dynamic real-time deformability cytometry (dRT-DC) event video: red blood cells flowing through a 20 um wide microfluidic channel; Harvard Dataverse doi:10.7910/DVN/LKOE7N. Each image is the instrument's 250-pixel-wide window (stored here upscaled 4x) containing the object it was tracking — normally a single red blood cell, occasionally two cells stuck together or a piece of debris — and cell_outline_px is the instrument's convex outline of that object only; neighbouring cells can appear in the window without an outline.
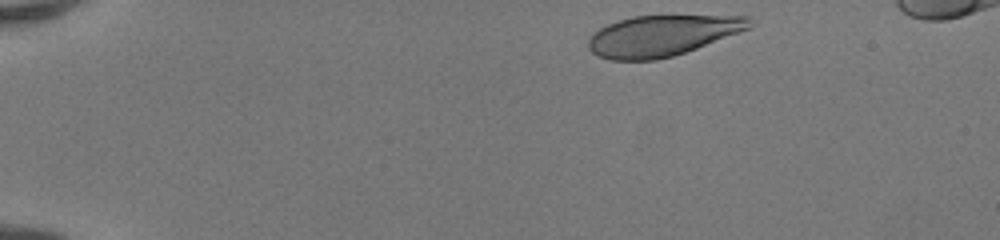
{"species": "human", "species_latin": "Homo sapiens", "temperature_condition": "room temperature", "stored_images_in_passage": 42, "camera_frame_rate_fps": 3000, "um_per_image_px": 0.085, "donor": {"sex": "female"}, "frame": {"image": 1, "passage_image": 1, "time_ms": 0.0, "image_size_px": [1000, 240], "cell_outline_px": [[756, 24], [752, 28], [696, 48], [672, 56], [656, 60], [612, 60], [596, 56], [588, 48], [588, 36], [592, 32], [608, 24], [632, 16], [748, 16]], "centroid_in_image_um": [56.27, 3.03], "position_along_channel_um": 28.7, "area_um2": 38.38}}
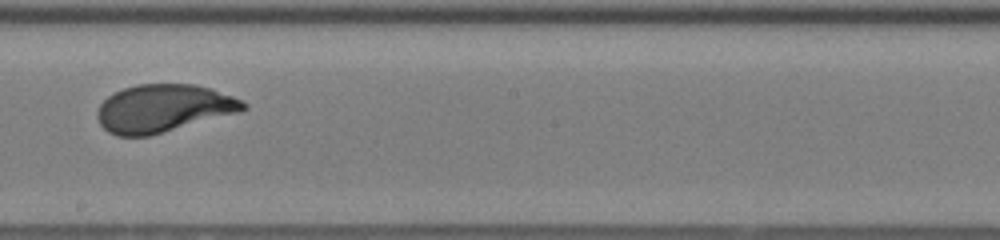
{"frame": {"image": 2, "passage_image": 23, "time_ms": 7.333, "image_size_px": [1000, 240], "cell_outline_px": [[248, 108], [240, 112], [148, 136], [116, 136], [108, 132], [100, 124], [96, 116], [96, 112], [100, 104], [108, 96], [124, 88], [136, 84], [196, 84], [212, 88], [244, 100], [248, 104]], "centroid_in_image_um": [13.91, 9.2], "position_along_channel_um": 234.3, "area_um2": 40.81}}
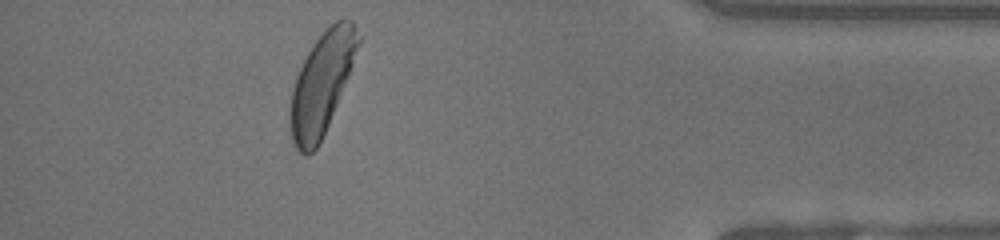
{"frame": {"image": 3, "passage_image": 38, "time_ms": 12.333, "image_size_px": [1000, 240], "cell_outline_px": [[360, 40], [348, 76], [328, 124], [316, 148], [308, 156], [304, 156], [296, 148], [292, 140], [292, 92], [296, 76], [308, 52], [316, 40], [336, 20], [352, 20], [360, 36]], "centroid_in_image_um": [27.36, 7.09], "position_along_channel_um": 407.8, "area_um2": 38.61}, "authors_computed_cell_mechanics": {"area_um2": 40.2866, "velocity_mm_per_s": 4.1454, "shape_relaxation_time_tau1_ms": 2.88, "shape_relaxation_time_tau2_ms": null, "deformation_change_tau1": 0.1711, "deformation_change_tau2": null}}